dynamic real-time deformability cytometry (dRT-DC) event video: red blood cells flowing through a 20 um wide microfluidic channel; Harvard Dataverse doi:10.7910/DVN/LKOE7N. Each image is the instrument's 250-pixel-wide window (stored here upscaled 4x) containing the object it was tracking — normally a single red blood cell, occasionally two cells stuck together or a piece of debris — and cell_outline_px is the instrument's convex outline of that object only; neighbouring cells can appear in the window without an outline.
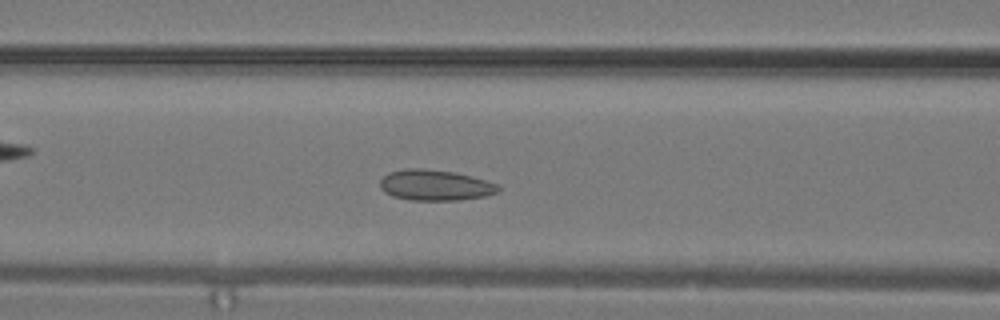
{"species": "common noctule bat (a hibernating species)", "species_latin": "Nyctalus noctula", "temperature_condition": "warm", "stored_images_in_passage": 8, "camera_frame_rate_fps": 3000, "um_per_image_px": 0.085, "animal": {"sex": "male", "body_mass_g": 19.2, "forearm_length_mm": 51.8}, "frame": {"image": 1, "passage_image": 4, "time_ms": 1.0, "image_size_px": [1000, 320], "cell_outline_px": [[500, 192], [484, 196], [460, 200], [412, 200], [392, 196], [384, 192], [380, 188], [380, 180], [388, 172], [404, 168], [420, 168], [456, 172], [472, 176], [496, 184], [500, 188]], "centroid_in_image_um": [36.96, 15.73], "position_along_channel_um": 129.6, "area_um2": 21.27}}
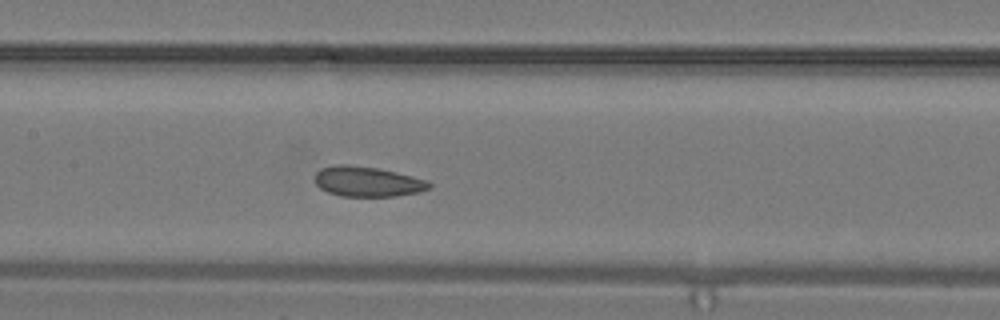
{"frame": {"image": 2, "passage_image": 6, "time_ms": 1.667, "image_size_px": [1000, 320], "cell_outline_px": [[432, 184], [428, 188], [420, 192], [396, 196], [340, 196], [328, 192], [320, 188], [316, 184], [316, 172], [320, 168], [336, 164], [348, 164], [380, 168], [412, 176], [424, 180]], "centroid_in_image_um": [31.2, 15.42], "position_along_channel_um": 176.2, "area_um2": 20.06}}
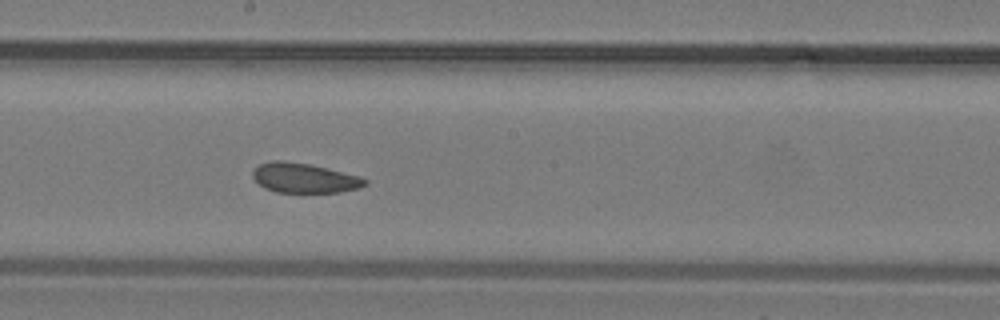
{"frame": {"image": 3, "passage_image": 8, "time_ms": 2.333, "image_size_px": [1000, 320], "cell_outline_px": [[368, 184], [356, 188], [340, 192], [276, 192], [264, 188], [252, 176], [252, 172], [260, 164], [272, 160], [284, 160], [308, 164], [360, 176], [368, 180]], "centroid_in_image_um": [25.85, 15.13], "position_along_channel_um": 222.3, "area_um2": 19.25}}